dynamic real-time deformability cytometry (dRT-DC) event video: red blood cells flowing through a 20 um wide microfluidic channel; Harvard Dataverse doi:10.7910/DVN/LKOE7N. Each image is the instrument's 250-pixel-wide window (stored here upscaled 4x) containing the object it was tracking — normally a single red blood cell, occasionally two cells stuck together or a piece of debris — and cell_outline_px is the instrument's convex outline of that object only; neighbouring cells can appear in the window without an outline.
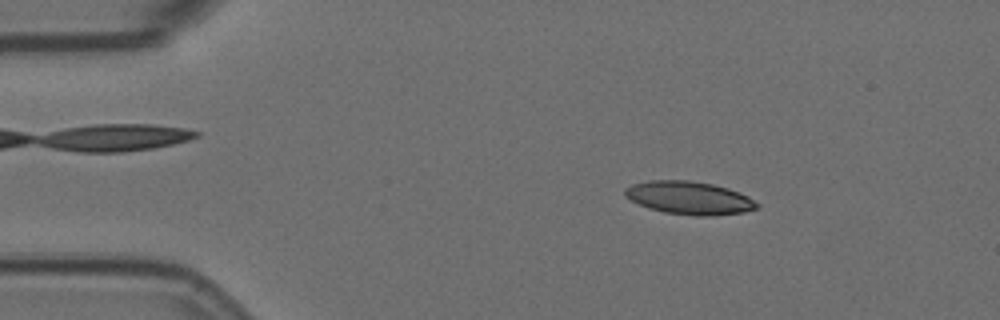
{"species": "Egyptian fruit bat (a non-hibernating species)", "species_latin": "Rousettus aegyptiacus", "temperature_condition": "room temperature", "stored_images_in_passage": 52, "camera_frame_rate_fps": 3000, "um_per_image_px": 0.085, "animal": {"sex": "female"}, "frame": {"image": 1, "passage_image": 5, "time_ms": 1.333, "image_size_px": [1000, 320], "cell_outline_px": [[760, 208], [744, 212], [712, 216], [696, 216], [664, 212], [648, 208], [624, 196], [624, 188], [632, 184], [648, 180], [688, 180], [712, 184], [728, 188], [748, 196], [760, 204]], "centroid_in_image_um": [58.6, 16.82], "position_along_channel_um": 26.4, "area_um2": 25.55}}
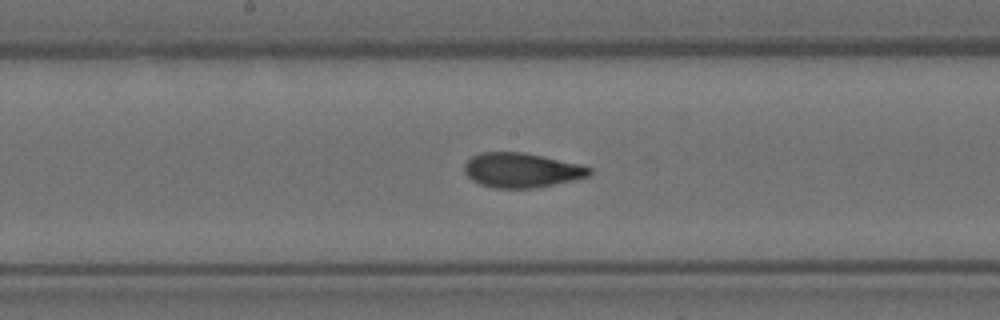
{"frame": {"image": 2, "passage_image": 25, "time_ms": 8.0, "image_size_px": [1000, 320], "cell_outline_px": [[592, 172], [588, 176], [576, 180], [536, 188], [492, 188], [480, 184], [472, 180], [464, 172], [464, 164], [472, 156], [480, 152], [524, 152], [544, 156], [580, 164], [592, 168]], "centroid_in_image_um": [44.34, 14.47], "position_along_channel_um": 203.9, "area_um2": 25.49}}
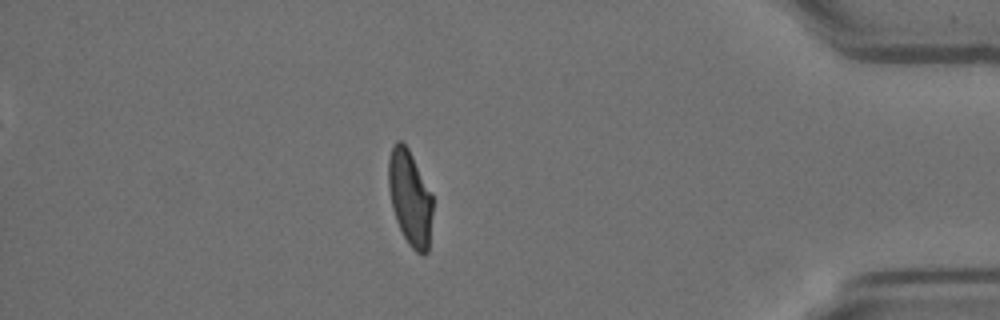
{"frame": {"image": 3, "passage_image": 45, "time_ms": 14.667, "image_size_px": [1000, 320], "cell_outline_px": [[432, 212], [428, 252], [424, 256], [416, 252], [408, 244], [396, 220], [392, 208], [388, 188], [388, 160], [392, 144], [396, 140], [400, 140], [408, 148], [432, 192]], "centroid_in_image_um": [34.84, 16.8], "position_along_channel_um": 400.4, "area_um2": 24.74}, "authors_computed_cell_mechanics": {"area_um2": 25.3164, "velocity_mm_per_s": 3.5708, "shape_relaxation_time_tau1_ms": 6.5952, "shape_relaxation_time_tau2_ms": 1.2018, "deformation_change_tau1": 0.2138, "deformation_change_tau2": 0.0799}}